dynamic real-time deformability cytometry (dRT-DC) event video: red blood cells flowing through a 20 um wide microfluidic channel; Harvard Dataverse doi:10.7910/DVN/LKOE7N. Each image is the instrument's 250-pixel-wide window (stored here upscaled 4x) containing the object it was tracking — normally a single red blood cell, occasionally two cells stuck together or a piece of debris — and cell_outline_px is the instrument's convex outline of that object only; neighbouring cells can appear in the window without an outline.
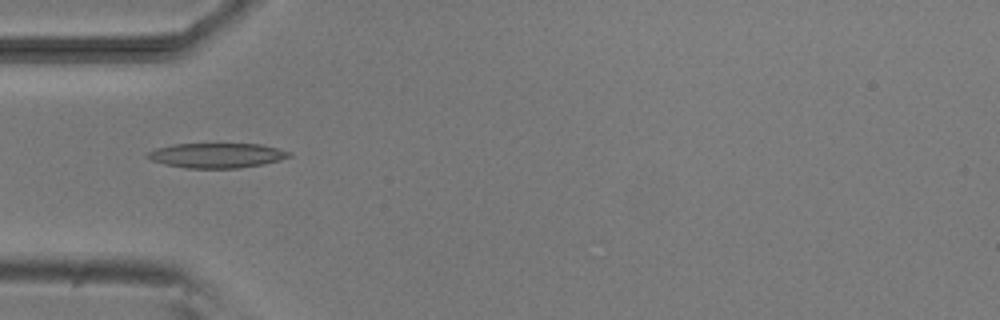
{"species": "common noctule bat (a hibernating species)", "species_latin": "Nyctalus noctula", "temperature_condition": "room temperature", "stored_images_in_passage": 7, "camera_frame_rate_fps": 3000, "um_per_image_px": 0.085, "animal": {"sex": "male", "body_mass_g": 20.5, "forearm_length_mm": 52.5}, "frame": {"image": 1, "passage_image": 4, "time_ms": 4.333, "image_size_px": [1000, 320], "cell_outline_px": [[292, 156], [280, 160], [264, 164], [240, 168], [184, 168], [164, 164], [152, 160], [144, 156], [148, 152], [156, 148], [172, 144], [260, 144], [292, 152]], "centroid_in_image_um": [18.42, 13.21], "position_along_channel_um": 66.6, "area_um2": 20.58}}
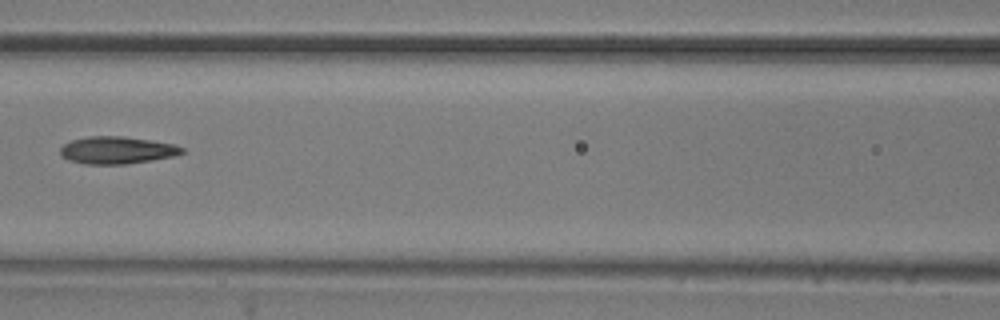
{"frame": {"image": 2, "passage_image": 6, "time_ms": 6.667, "image_size_px": [1000, 320], "cell_outline_px": [[184, 152], [172, 156], [152, 160], [128, 164], [84, 164], [68, 160], [60, 156], [60, 148], [64, 144], [72, 140], [88, 136], [120, 136], [148, 140], [172, 144], [184, 148]], "centroid_in_image_um": [9.88, 12.77], "position_along_channel_um": 156.7, "area_um2": 19.25}}
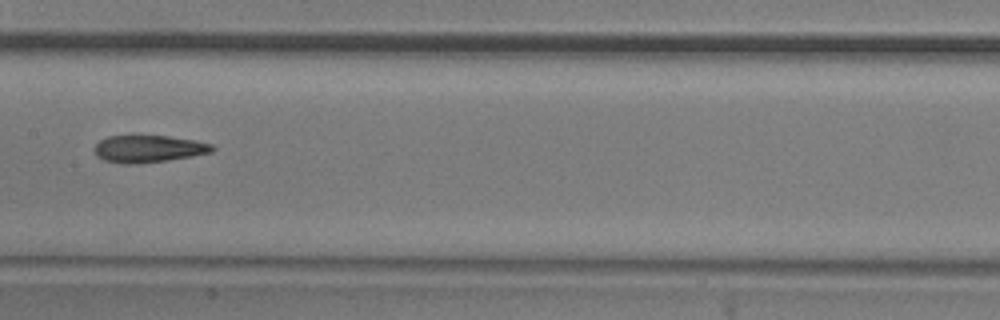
{"frame": {"image": 3, "passage_image": 7, "time_ms": 7.667, "image_size_px": [1000, 320], "cell_outline_px": [[216, 148], [212, 152], [192, 156], [168, 160], [136, 164], [120, 164], [104, 160], [96, 156], [92, 148], [100, 140], [108, 136], [132, 132], [136, 132], [168, 136], [196, 140], [212, 144]], "centroid_in_image_um": [12.56, 12.6], "position_along_channel_um": 194.8, "area_um2": 19.77}}